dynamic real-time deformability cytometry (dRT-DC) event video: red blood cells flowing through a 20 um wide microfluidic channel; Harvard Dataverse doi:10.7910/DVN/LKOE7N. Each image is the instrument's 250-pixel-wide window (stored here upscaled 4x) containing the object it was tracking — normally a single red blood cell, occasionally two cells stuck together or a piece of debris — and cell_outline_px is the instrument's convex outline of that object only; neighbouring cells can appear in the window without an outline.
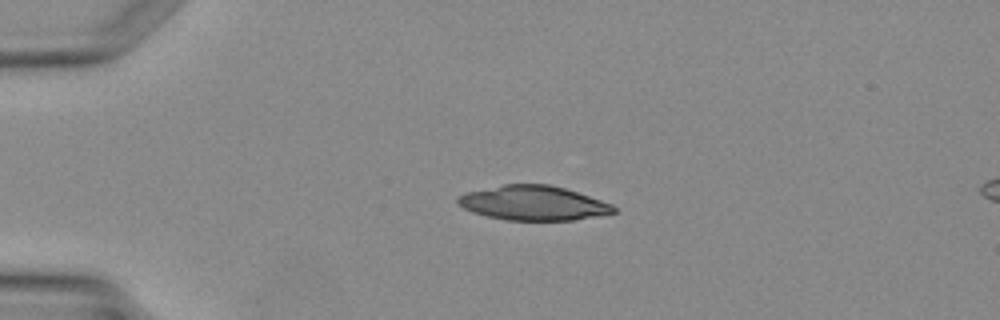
{"species": "Egyptian fruit bat (a non-hibernating species)", "species_latin": "Rousettus aegyptiacus", "temperature_condition": "warm", "stored_images_in_passage": 3, "camera_frame_rate_fps": 3000, "um_per_image_px": 0.085, "animal": {"sex": "female"}, "frame": {"image": 1, "passage_image": 2, "time_ms": 1.667, "image_size_px": [1000, 320], "cell_outline_px": [[616, 212], [576, 220], [504, 220], [472, 212], [464, 208], [456, 200], [456, 196], [468, 192], [504, 184], [548, 184], [564, 188], [612, 204], [616, 208]], "centroid_in_image_um": [45.32, 17.26], "position_along_channel_um": 39.7, "area_um2": 31.1}}